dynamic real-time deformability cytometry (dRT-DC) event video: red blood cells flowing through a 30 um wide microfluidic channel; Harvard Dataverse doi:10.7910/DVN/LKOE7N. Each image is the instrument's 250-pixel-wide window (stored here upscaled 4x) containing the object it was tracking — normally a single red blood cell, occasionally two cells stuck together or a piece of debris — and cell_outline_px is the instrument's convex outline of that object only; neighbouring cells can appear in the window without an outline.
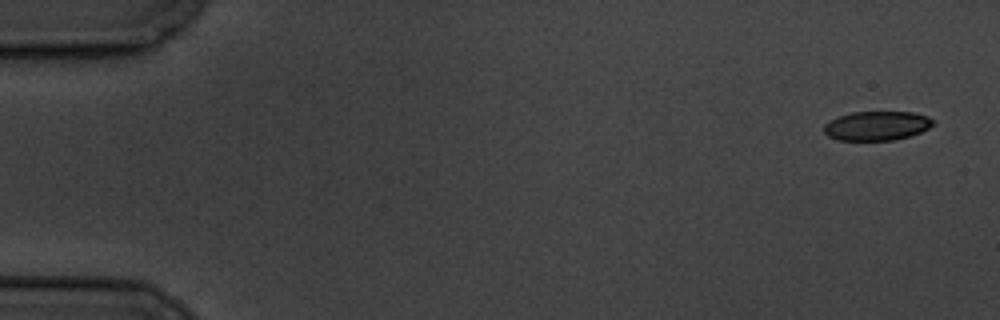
{"species": "common noctule bat (a hibernating species)", "species_latin": "Nyctalus noctula", "temperature_condition": "cold", "stored_images_in_passage": 5, "camera_frame_rate_fps": 3000, "um_per_image_px": 0.085, "animal": {"sex": "male", "body_mass_g": 19.5, "forearm_length_mm": 54.6}, "frame": {"image": 1, "passage_image": 1, "time_ms": 0.0, "image_size_px": [1000, 320], "cell_outline_px": [[932, 124], [928, 128], [920, 132], [896, 140], [840, 140], [828, 136], [824, 132], [824, 124], [840, 116], [852, 112], [912, 112], [928, 116], [932, 120]], "centroid_in_image_um": [74.52, 10.69], "position_along_channel_um": 10.5, "area_um2": 18.32}}
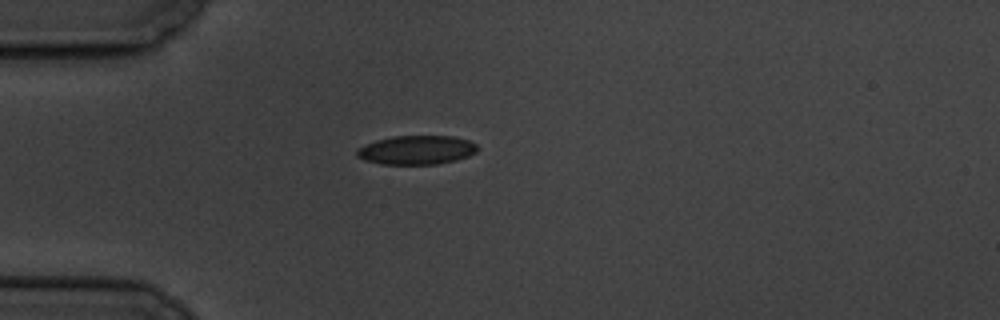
{"frame": {"image": 2, "passage_image": 5, "time_ms": 4.667, "image_size_px": [1000, 320], "cell_outline_px": [[476, 152], [468, 156], [456, 160], [436, 164], [380, 164], [364, 160], [356, 156], [356, 148], [376, 140], [392, 136], [452, 136], [468, 140], [476, 144]], "centroid_in_image_um": [35.37, 12.75], "position_along_channel_um": 49.6, "area_um2": 20.35}}